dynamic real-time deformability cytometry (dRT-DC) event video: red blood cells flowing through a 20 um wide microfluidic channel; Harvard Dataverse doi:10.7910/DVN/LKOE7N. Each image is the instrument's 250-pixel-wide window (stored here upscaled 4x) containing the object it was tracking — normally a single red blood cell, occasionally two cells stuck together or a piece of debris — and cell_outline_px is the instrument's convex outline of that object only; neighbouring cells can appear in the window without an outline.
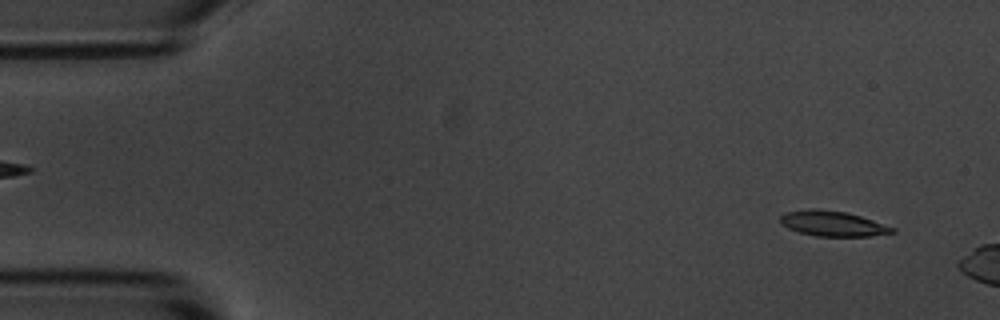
{"species": "common noctule bat (a hibernating species)", "species_latin": "Nyctalus noctula", "temperature_condition": "room temperature", "stored_images_in_passage": 15, "camera_frame_rate_fps": 3000, "um_per_image_px": 0.085, "animal": {"sex": "male", "body_mass_g": 20.1, "forearm_length_mm": 53.5}, "frame": {"image": 1, "passage_image": 3, "time_ms": 0.667, "image_size_px": [1000, 320], "cell_outline_px": [[896, 232], [872, 236], [816, 236], [800, 232], [788, 228], [780, 220], [780, 216], [784, 212], [812, 208], [816, 208], [848, 212], [896, 228]], "centroid_in_image_um": [70.79, 18.99], "position_along_channel_um": 14.2, "area_um2": 16.47}}